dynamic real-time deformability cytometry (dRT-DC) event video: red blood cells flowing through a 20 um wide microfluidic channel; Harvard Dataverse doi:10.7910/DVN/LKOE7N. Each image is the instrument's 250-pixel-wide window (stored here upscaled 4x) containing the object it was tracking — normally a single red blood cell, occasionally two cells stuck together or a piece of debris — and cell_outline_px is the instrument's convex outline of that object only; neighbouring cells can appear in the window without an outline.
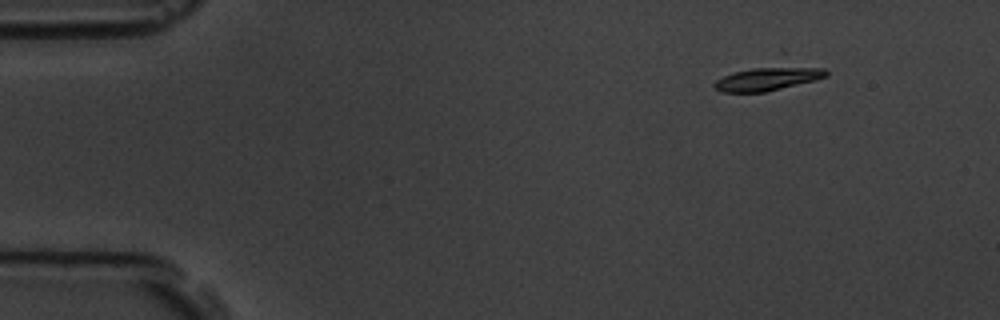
{"species": "common noctule bat (a hibernating species)", "species_latin": "Nyctalus noctula", "temperature_condition": "room temperature", "stored_images_in_passage": 5, "camera_frame_rate_fps": 3000, "um_per_image_px": 0.085, "animal": {"sex": "male", "body_mass_g": 19.5, "forearm_length_mm": 54.6}, "frame": {"image": 1, "passage_image": 5, "time_ms": 5.333, "image_size_px": [1000, 320], "cell_outline_px": [[828, 76], [816, 80], [764, 92], [720, 92], [712, 84], [716, 80], [780, 48], [824, 68], [828, 72]], "centroid_in_image_um": [65.53, 6.28], "position_along_channel_um": 19.5, "area_um2": 20.98}}